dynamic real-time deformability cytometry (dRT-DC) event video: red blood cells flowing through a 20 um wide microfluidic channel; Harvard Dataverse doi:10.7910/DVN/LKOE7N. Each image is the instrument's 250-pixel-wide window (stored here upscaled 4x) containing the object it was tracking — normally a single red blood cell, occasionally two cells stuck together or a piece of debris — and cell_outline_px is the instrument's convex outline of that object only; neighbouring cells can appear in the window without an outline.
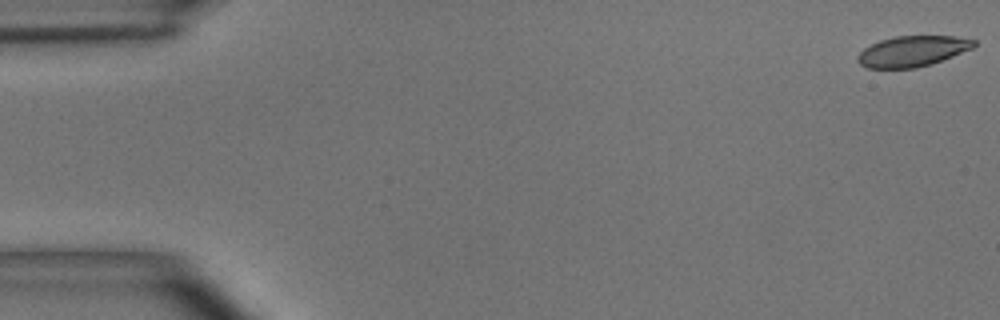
{"species": "common noctule bat (a hibernating species)", "species_latin": "Nyctalus noctula", "temperature_condition": "room temperature", "stored_images_in_passage": 55, "camera_frame_rate_fps": 3000, "um_per_image_px": 0.085, "animal": {"sex": "male", "body_mass_g": 15.6}, "frame": {"image": 1, "passage_image": 1, "time_ms": 0.0, "image_size_px": [1000, 320], "cell_outline_px": [[976, 44], [972, 48], [932, 64], [916, 68], [868, 68], [860, 64], [856, 60], [856, 56], [864, 48], [880, 40], [896, 36], [952, 36], [976, 40]], "centroid_in_image_um": [77.53, 4.36], "position_along_channel_um": 7.5, "area_um2": 20.69}}
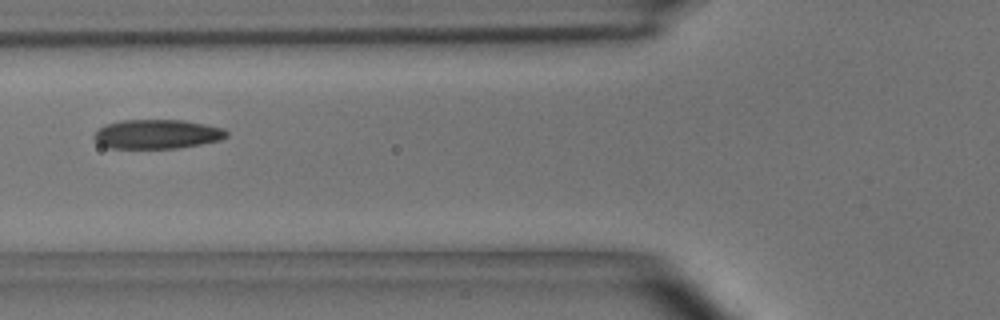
{"frame": {"image": 2, "passage_image": 21, "time_ms": 6.667, "image_size_px": [1000, 320], "cell_outline_px": [[228, 136], [220, 140], [200, 144], [176, 148], [108, 148], [100, 144], [92, 136], [104, 124], [120, 120], [184, 120], [224, 128], [228, 132]], "centroid_in_image_um": [13.35, 11.39], "position_along_channel_um": 112.5, "area_um2": 22.6}}
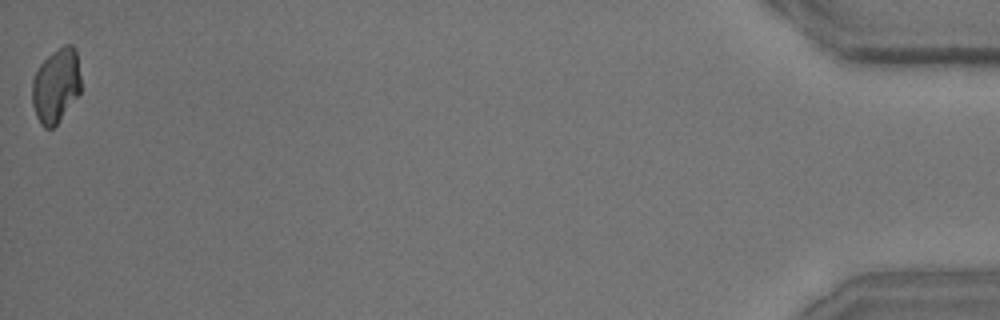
{"frame": {"image": 3, "passage_image": 55, "time_ms": 18.0, "image_size_px": [1000, 320], "cell_outline_px": [[80, 92], [56, 124], [52, 128], [44, 128], [40, 124], [36, 116], [32, 104], [32, 80], [40, 64], [56, 48], [64, 44], [72, 44], [76, 48], [80, 76]], "centroid_in_image_um": [4.75, 7.24], "position_along_channel_um": 430.5, "area_um2": 21.1}, "authors_computed_cell_mechanics": {"area_um2": 22.3108, "velocity_mm_per_s": 3.6292, "shape_relaxation_time_tau1_ms": 4.111, "shape_relaxation_time_tau2_ms": 1.8774, "deformation_change_tau1": 0.1149, "deformation_change_tau2": 0.0767}}